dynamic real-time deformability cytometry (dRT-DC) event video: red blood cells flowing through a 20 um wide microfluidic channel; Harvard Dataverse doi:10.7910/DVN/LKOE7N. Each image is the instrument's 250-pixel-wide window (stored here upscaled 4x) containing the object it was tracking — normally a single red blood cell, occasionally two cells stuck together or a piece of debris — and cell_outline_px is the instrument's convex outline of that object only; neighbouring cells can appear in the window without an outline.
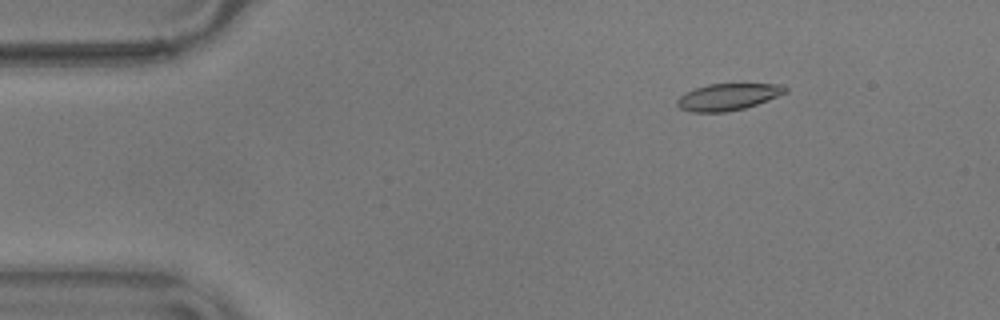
{"species": "common noctule bat (a hibernating species)", "species_latin": "Nyctalus noctula", "temperature_condition": "warm", "stored_images_in_passage": 7, "camera_frame_rate_fps": 3000, "um_per_image_px": 0.085, "animal": {"sex": "male", "body_mass_g": 17.9}, "frame": {"image": 1, "passage_image": 1, "time_ms": 0.0, "image_size_px": [1000, 320], "cell_outline_px": [[788, 92], [768, 100], [744, 108], [728, 112], [688, 112], [680, 108], [676, 104], [676, 100], [680, 96], [696, 88], [708, 84], [784, 84], [788, 88]], "centroid_in_image_um": [61.89, 8.24], "position_along_channel_um": 23.1, "area_um2": 16.88}}